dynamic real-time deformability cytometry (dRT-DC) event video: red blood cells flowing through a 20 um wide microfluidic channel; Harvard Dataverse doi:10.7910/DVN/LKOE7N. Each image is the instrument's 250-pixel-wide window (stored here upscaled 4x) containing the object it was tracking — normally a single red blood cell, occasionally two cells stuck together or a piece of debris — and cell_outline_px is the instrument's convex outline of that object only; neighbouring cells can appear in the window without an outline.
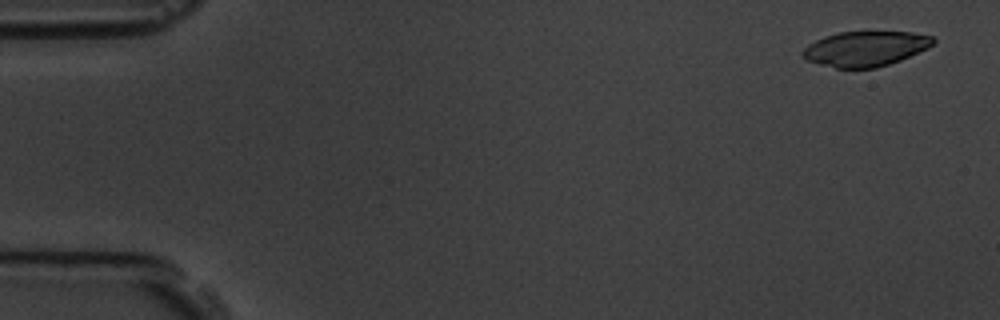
{"species": "common noctule bat (a hibernating species)", "species_latin": "Nyctalus noctula", "temperature_condition": "room temperature", "stored_images_in_passage": 6, "segment_of_instrument_passage": [1, 2], "camera_frame_rate_fps": 3000, "um_per_image_px": 0.085, "animal": {"sex": "male", "body_mass_g": 19.5, "forearm_length_mm": 54.6}, "frame": {"image": 1, "passage_image": 1, "time_ms": 0.0, "image_size_px": [1000, 320], "cell_outline_px": [[936, 40], [928, 48], [900, 60], [876, 68], [836, 68], [820, 64], [808, 60], [800, 52], [808, 44], [824, 36], [836, 32], [912, 32], [932, 36]], "centroid_in_image_um": [73.55, 4.13], "position_along_channel_um": 11.4, "area_um2": 26.53}}